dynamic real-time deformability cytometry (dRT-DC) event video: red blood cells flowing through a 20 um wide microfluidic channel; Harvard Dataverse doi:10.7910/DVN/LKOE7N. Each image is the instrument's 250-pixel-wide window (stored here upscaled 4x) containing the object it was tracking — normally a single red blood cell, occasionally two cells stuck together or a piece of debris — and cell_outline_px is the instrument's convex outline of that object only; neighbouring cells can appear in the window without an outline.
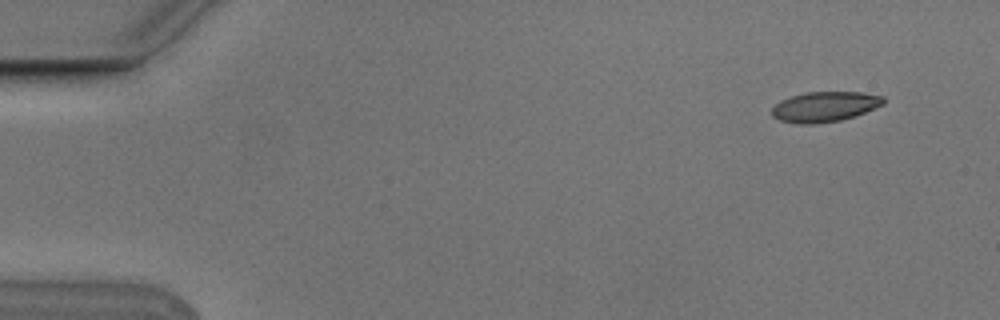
{"species": "Egyptian fruit bat (a non-hibernating species)", "species_latin": "Rousettus aegyptiacus", "temperature_condition": "cold", "stored_images_in_passage": 5, "camera_frame_rate_fps": 3000, "um_per_image_px": 0.085, "animal": {"sex": "male"}, "frame": {"image": 1, "passage_image": 1, "time_ms": 0.0, "image_size_px": [1000, 320], "cell_outline_px": [[884, 104], [864, 112], [840, 120], [816, 124], [796, 124], [780, 120], [772, 116], [772, 108], [780, 100], [804, 92], [860, 92], [884, 96]], "centroid_in_image_um": [70.07, 9.07], "position_along_channel_um": 14.9, "area_um2": 19.54}}